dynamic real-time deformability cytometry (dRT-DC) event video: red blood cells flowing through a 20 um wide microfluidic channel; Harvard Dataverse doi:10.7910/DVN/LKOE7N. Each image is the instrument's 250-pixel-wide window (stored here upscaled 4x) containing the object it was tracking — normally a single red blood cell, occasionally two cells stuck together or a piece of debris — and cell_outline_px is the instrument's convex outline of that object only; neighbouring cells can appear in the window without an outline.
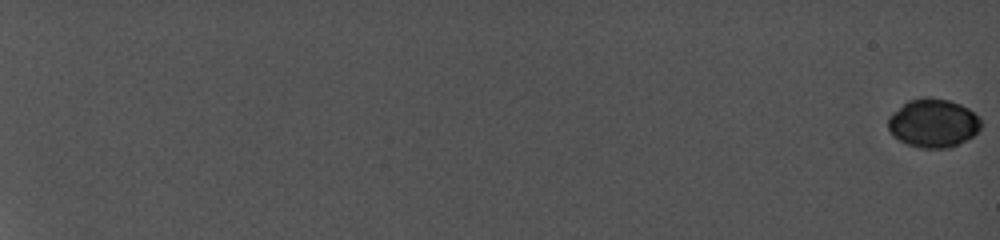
{"species": "common noctule bat (a hibernating species)", "species_latin": "Nyctalus noctula", "temperature_condition": "cold", "stored_images_in_passage": 84, "camera_frame_rate_fps": 5000, "um_per_image_px": 0.085, "animal": {"sex": "female", "body_mass_g": 19.0, "forearm_length_mm": 56.7}, "frame": {"image": 1, "passage_image": 1, "time_ms": 0.0, "image_size_px": [1000, 240], "cell_outline_px": [[984, 124], [972, 136], [948, 148], [920, 148], [908, 144], [892, 136], [888, 128], [888, 116], [892, 112], [908, 100], [924, 96], [928, 96], [948, 100], [960, 104], [968, 108], [980, 116]], "centroid_in_image_um": [79.32, 10.44], "position_along_channel_um": 5.7, "area_um2": 26.53}}
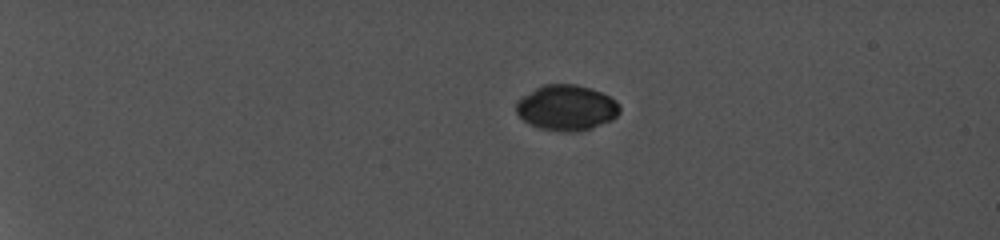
{"frame": {"image": 2, "passage_image": 47, "time_ms": 5.8, "image_size_px": [1000, 240], "cell_outline_px": [[620, 112], [612, 120], [592, 128], [576, 132], [560, 132], [540, 128], [524, 120], [516, 112], [516, 104], [524, 96], [536, 88], [544, 84], [576, 84], [600, 92], [616, 100], [620, 104]], "centroid_in_image_um": [48.19, 9.17], "position_along_channel_um": 36.8, "area_um2": 27.28}}